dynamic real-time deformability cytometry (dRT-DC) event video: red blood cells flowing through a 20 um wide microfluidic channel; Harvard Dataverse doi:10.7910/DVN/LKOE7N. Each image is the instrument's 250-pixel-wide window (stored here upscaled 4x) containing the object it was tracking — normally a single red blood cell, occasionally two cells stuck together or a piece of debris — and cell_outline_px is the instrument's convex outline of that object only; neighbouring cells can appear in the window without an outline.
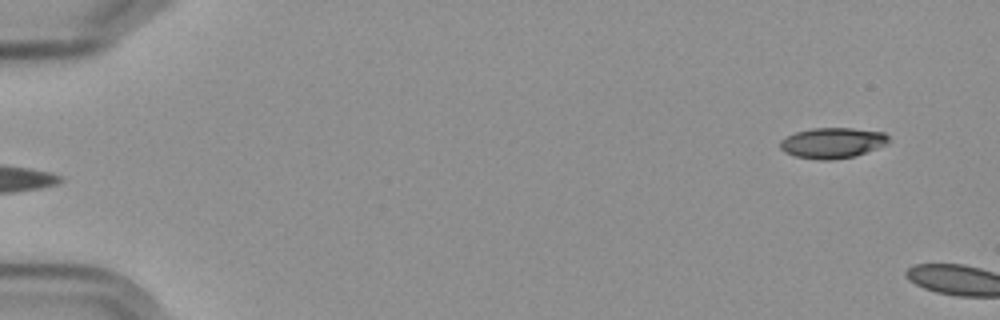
{"species": "Egyptian fruit bat (a non-hibernating species)", "species_latin": "Rousettus aegyptiacus", "temperature_condition": "cold", "stored_images_in_passage": 4, "camera_frame_rate_fps": 3000, "um_per_image_px": 0.085, "frame": {"image": 1, "passage_image": 4, "time_ms": 3.333, "image_size_px": [1000, 320], "cell_outline_px": [[892, 140], [888, 144], [856, 156], [828, 160], [820, 160], [792, 156], [784, 152], [780, 148], [780, 140], [784, 136], [796, 132], [812, 128], [852, 128], [884, 132]], "centroid_in_image_um": [70.76, 12.15], "position_along_channel_um": 14.2, "area_um2": 19.65}}